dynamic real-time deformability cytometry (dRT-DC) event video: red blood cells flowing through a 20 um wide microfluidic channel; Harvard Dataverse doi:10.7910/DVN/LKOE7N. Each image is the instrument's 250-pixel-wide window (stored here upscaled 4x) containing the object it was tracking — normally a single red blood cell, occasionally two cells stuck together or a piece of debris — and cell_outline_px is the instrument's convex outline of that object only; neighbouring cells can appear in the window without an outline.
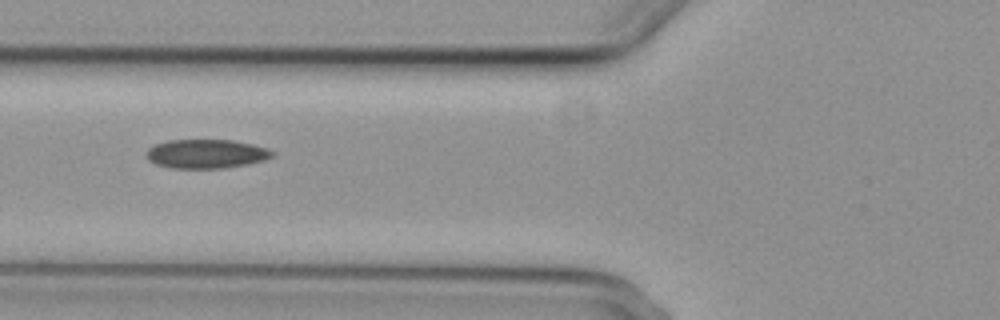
{"species": "common noctule bat (a hibernating species)", "species_latin": "Nyctalus noctula", "temperature_condition": "cold", "stored_images_in_passage": 5, "camera_frame_rate_fps": 3000, "um_per_image_px": 0.085, "animal": {"sex": "female", "body_mass_g": 29.2, "forearm_length_mm": 56.3}, "frame": {"image": 1, "passage_image": 3, "time_ms": 3.0, "image_size_px": [1000, 320], "cell_outline_px": [[276, 152], [272, 156], [264, 160], [248, 164], [224, 168], [172, 168], [156, 164], [148, 160], [148, 148], [156, 144], [168, 140], [232, 140], [252, 144], [268, 148]], "centroid_in_image_um": [17.56, 13.07], "position_along_channel_um": 108.2, "area_um2": 21.21}}
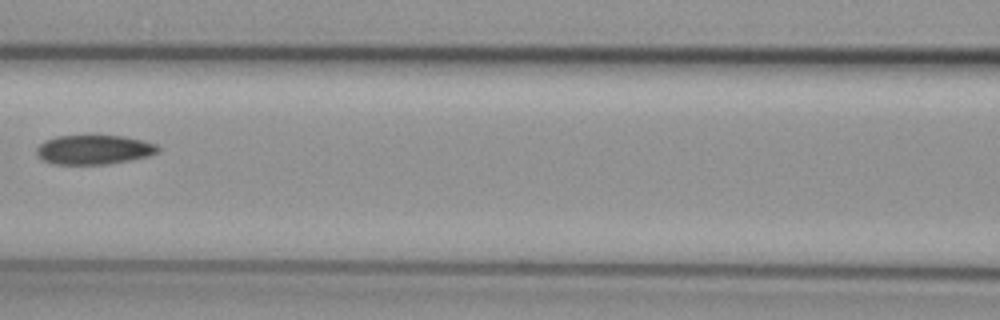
{"frame": {"image": 2, "passage_image": 4, "time_ms": 4.333, "image_size_px": [1000, 320], "cell_outline_px": [[160, 152], [148, 156], [108, 164], [52, 164], [44, 160], [36, 152], [36, 148], [44, 140], [56, 136], [88, 132], [92, 132], [124, 136], [144, 140], [156, 144], [160, 148]], "centroid_in_image_um": [7.99, 12.66], "position_along_channel_um": 158.6, "area_um2": 21.79}}
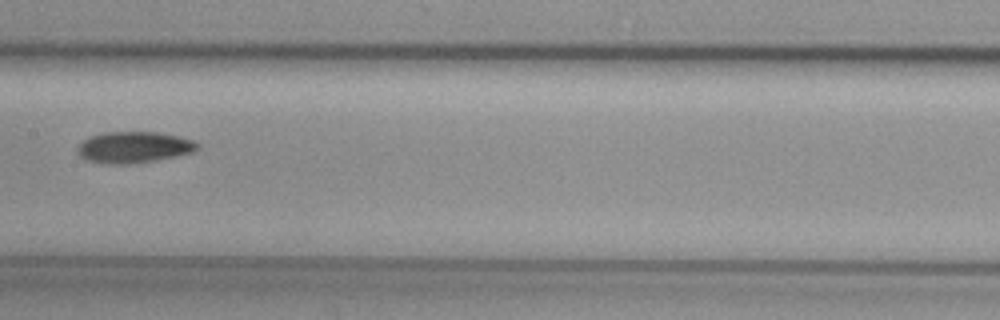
{"frame": {"image": 3, "passage_image": 5, "time_ms": 5.333, "image_size_px": [1000, 320], "cell_outline_px": [[200, 148], [192, 152], [176, 156], [156, 160], [128, 164], [104, 164], [84, 160], [76, 152], [76, 148], [84, 140], [92, 136], [104, 132], [156, 132], [176, 136], [192, 140], [200, 144]], "centroid_in_image_um": [11.35, 12.53], "position_along_channel_um": 196.1, "area_um2": 21.91}}